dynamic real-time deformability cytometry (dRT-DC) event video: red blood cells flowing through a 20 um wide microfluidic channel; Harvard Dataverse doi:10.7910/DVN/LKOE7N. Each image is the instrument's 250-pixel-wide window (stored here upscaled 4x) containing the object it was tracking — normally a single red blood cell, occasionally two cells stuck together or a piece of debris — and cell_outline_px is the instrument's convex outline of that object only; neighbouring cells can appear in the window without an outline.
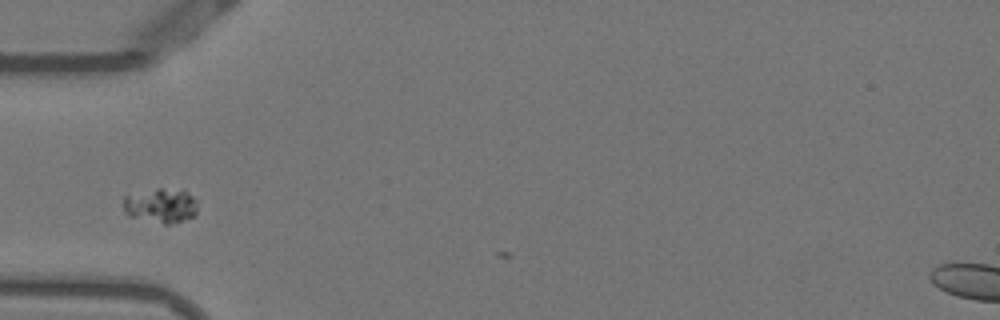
{"species": "Egyptian fruit bat (a non-hibernating species)", "species_latin": "Rousettus aegyptiacus", "temperature_condition": "warm", "stored_images_in_passage": 3, "camera_frame_rate_fps": 3000, "um_per_image_px": 0.085, "animal": {"sex": "female"}, "frame": {"image": 1, "passage_image": 2, "time_ms": 0.333, "image_size_px": [1000, 320], "cell_outline_px": [[196, 212], [192, 216], [168, 224], [164, 224], [128, 216], [124, 212], [124, 196], [156, 188], [184, 188], [196, 200]], "centroid_in_image_um": [13.66, 17.44], "position_along_channel_um": 71.3, "area_um2": 14.97}}